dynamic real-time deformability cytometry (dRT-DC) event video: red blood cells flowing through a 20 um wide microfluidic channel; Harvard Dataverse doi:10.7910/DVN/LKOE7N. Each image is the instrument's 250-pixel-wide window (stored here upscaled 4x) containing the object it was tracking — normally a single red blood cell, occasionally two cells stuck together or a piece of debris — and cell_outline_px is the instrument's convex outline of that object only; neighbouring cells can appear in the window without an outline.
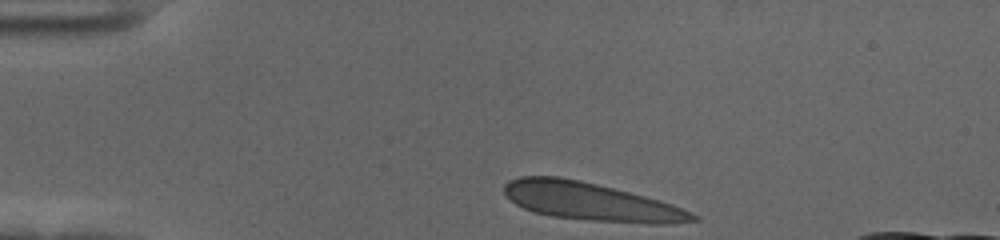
{"species": "human", "species_latin": "Homo sapiens", "temperature_condition": "cold", "stored_images_in_passage": 37, "camera_frame_rate_fps": 3000, "um_per_image_px": 0.085, "donor": {"sex": "female"}, "frame": {"image": 1, "passage_image": 1, "time_ms": 0.0, "image_size_px": [1000, 240], "cell_outline_px": [[700, 220], [660, 224], [648, 224], [588, 220], [552, 216], [532, 212], [516, 204], [504, 192], [504, 184], [508, 180], [520, 176], [556, 176], [580, 180], [644, 196], [672, 204], [700, 216]], "centroid_in_image_um": [50.2, 17.14], "position_along_channel_um": 34.8, "area_um2": 41.44}}
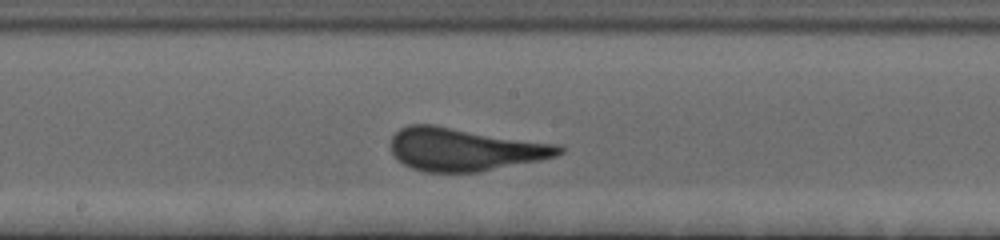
{"frame": {"image": 2, "passage_image": 20, "time_ms": 6.333, "image_size_px": [1000, 240], "cell_outline_px": [[564, 152], [556, 156], [540, 160], [480, 172], [424, 172], [412, 168], [396, 160], [392, 152], [392, 136], [400, 128], [408, 124], [436, 124], [560, 144], [564, 148]], "centroid_in_image_um": [39.51, 12.68], "position_along_channel_um": 208.7, "area_um2": 42.66}}
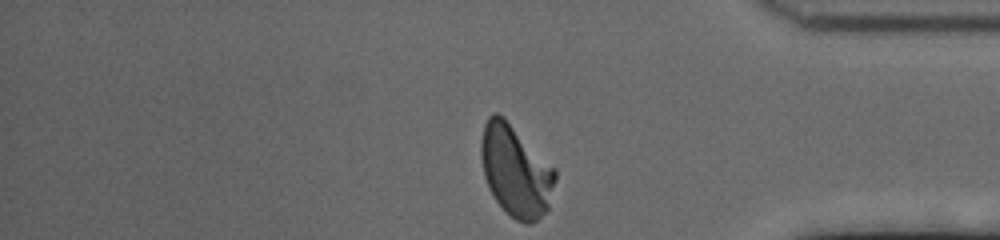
{"frame": {"image": 3, "passage_image": 37, "time_ms": 12.0, "image_size_px": [1000, 240], "cell_outline_px": [[556, 180], [548, 208], [536, 220], [528, 224], [524, 224], [516, 220], [496, 200], [488, 188], [484, 176], [480, 156], [480, 140], [484, 124], [488, 116], [492, 112], [496, 112], [504, 116], [556, 168]], "centroid_in_image_um": [43.82, 14.47], "position_along_channel_um": 391.4, "area_um2": 39.77}, "authors_computed_cell_mechanics": {"area_um2": 40.8646, "velocity_mm_per_s": 3.5271, "shape_relaxation_time_tau1_ms": 5.0139, "shape_relaxation_time_tau2_ms": null, "deformation_change_tau1": 0.1638, "deformation_change_tau2": null}}